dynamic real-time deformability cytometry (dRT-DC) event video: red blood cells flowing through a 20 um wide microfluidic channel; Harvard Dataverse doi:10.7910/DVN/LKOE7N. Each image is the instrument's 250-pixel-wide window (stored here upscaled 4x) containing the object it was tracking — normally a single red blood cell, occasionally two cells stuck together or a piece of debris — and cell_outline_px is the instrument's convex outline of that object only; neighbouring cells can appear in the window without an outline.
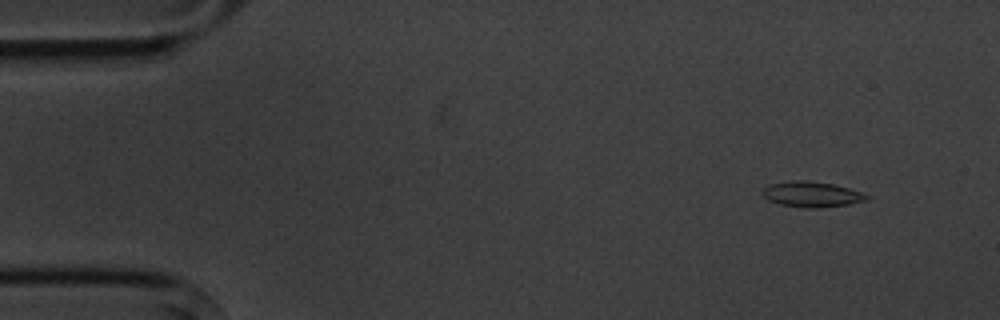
{"species": "common noctule bat (a hibernating species)", "species_latin": "Nyctalus noctula", "temperature_condition": "cold", "stored_images_in_passage": 5, "camera_frame_rate_fps": 3000, "um_per_image_px": 0.085, "animal": {"sex": "male", "body_mass_g": 20.1, "forearm_length_mm": 53.5}, "frame": {"image": 1, "passage_image": 2, "time_ms": 1.333, "image_size_px": [1000, 320], "cell_outline_px": [[872, 196], [868, 200], [848, 204], [816, 208], [804, 208], [780, 204], [768, 200], [760, 192], [764, 188], [772, 184], [792, 180], [804, 180], [832, 184], [848, 188]], "centroid_in_image_um": [69.0, 16.52], "position_along_channel_um": 16.0, "area_um2": 15.37}}